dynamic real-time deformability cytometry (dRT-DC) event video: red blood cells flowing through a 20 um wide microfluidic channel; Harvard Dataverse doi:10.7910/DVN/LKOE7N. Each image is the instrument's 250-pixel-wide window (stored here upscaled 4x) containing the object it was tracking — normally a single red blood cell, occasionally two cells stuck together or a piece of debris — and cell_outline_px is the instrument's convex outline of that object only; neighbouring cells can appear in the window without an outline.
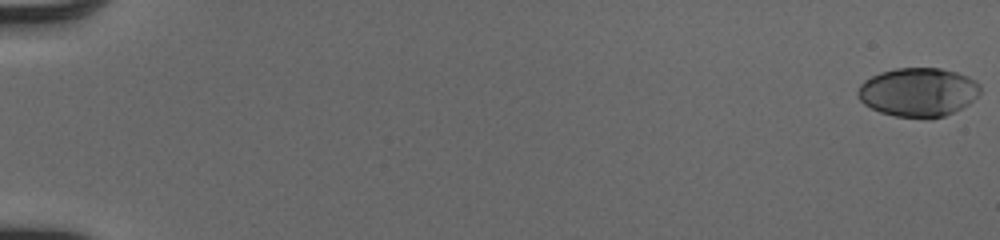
{"species": "human", "species_latin": "Homo sapiens", "temperature_condition": "cold", "stored_images_in_passage": 53, "camera_frame_rate_fps": 3000, "um_per_image_px": 0.085, "donor": {"sex": "male"}, "frame": {"image": 1, "passage_image": 1, "time_ms": 0.0, "image_size_px": [1000, 240], "cell_outline_px": [[980, 92], [968, 104], [944, 116], [932, 120], [928, 120], [896, 116], [880, 112], [864, 104], [856, 96], [856, 92], [860, 84], [864, 80], [880, 72], [896, 68], [940, 68], [956, 72], [968, 76], [976, 80], [980, 84]], "centroid_in_image_um": [78.03, 7.84], "position_along_channel_um": 7.0, "area_um2": 35.2}}
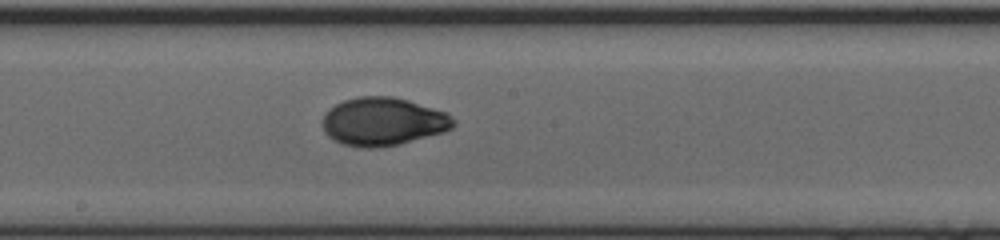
{"frame": {"image": 2, "passage_image": 31, "time_ms": 10.0, "image_size_px": [1000, 240], "cell_outline_px": [[456, 124], [452, 128], [444, 132], [400, 144], [376, 148], [360, 148], [344, 144], [332, 140], [324, 132], [320, 124], [324, 112], [328, 108], [344, 100], [360, 96], [392, 96], [408, 100], [448, 112], [456, 120]], "centroid_in_image_um": [32.54, 10.34], "position_along_channel_um": 215.7, "area_um2": 37.4}}
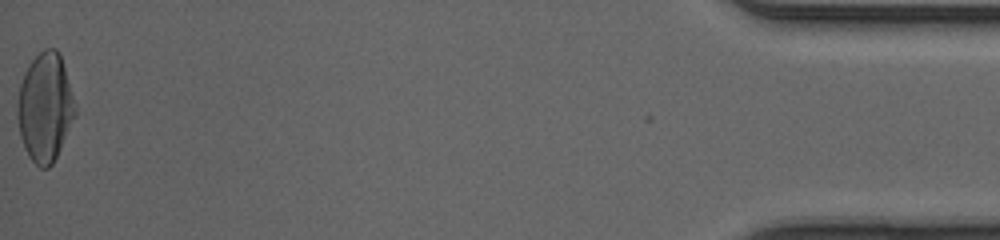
{"frame": {"image": 3, "passage_image": 53, "time_ms": 17.333, "image_size_px": [1000, 240], "cell_outline_px": [[76, 116], [52, 164], [48, 168], [40, 168], [28, 156], [24, 148], [20, 136], [16, 116], [16, 100], [20, 84], [24, 72], [28, 64], [44, 48], [56, 48], [60, 52], [76, 108]], "centroid_in_image_um": [3.8, 9.12], "position_along_channel_um": 431.4, "area_um2": 36.76}, "authors_computed_cell_mechanics": {"area_um2": 35.258, "velocity_mm_per_s": 4.1212, "shape_relaxation_time_tau1_ms": 4.9617, "shape_relaxation_time_tau2_ms": 0.991, "deformation_change_tau1": 0.2132, "deformation_change_tau2": 0.0382}}